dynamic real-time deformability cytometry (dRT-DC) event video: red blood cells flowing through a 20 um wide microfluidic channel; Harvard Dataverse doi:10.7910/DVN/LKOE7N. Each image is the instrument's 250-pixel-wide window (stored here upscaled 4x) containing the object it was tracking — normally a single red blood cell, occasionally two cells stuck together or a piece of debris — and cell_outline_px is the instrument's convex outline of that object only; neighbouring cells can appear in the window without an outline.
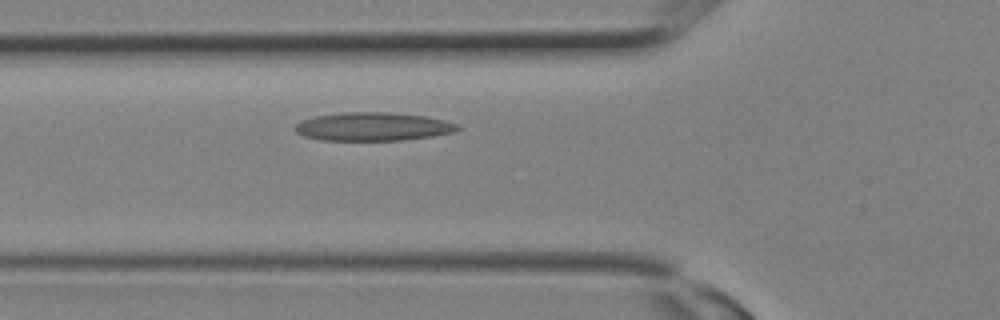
{"species": "Egyptian fruit bat (a non-hibernating species)", "species_latin": "Rousettus aegyptiacus", "temperature_condition": "room temperature", "stored_images_in_passage": 6, "camera_frame_rate_fps": 3000, "um_per_image_px": 0.085, "animal": {"sex": "female"}, "frame": {"image": 1, "passage_image": 6, "time_ms": 1.667, "image_size_px": [1000, 320], "cell_outline_px": [[460, 128], [452, 132], [432, 136], [400, 140], [320, 140], [304, 136], [296, 132], [292, 128], [300, 120], [316, 116], [344, 112], [392, 112], [428, 116], [444, 120], [456, 124]], "centroid_in_image_um": [31.66, 10.75], "position_along_channel_um": 94.1, "area_um2": 26.93}}